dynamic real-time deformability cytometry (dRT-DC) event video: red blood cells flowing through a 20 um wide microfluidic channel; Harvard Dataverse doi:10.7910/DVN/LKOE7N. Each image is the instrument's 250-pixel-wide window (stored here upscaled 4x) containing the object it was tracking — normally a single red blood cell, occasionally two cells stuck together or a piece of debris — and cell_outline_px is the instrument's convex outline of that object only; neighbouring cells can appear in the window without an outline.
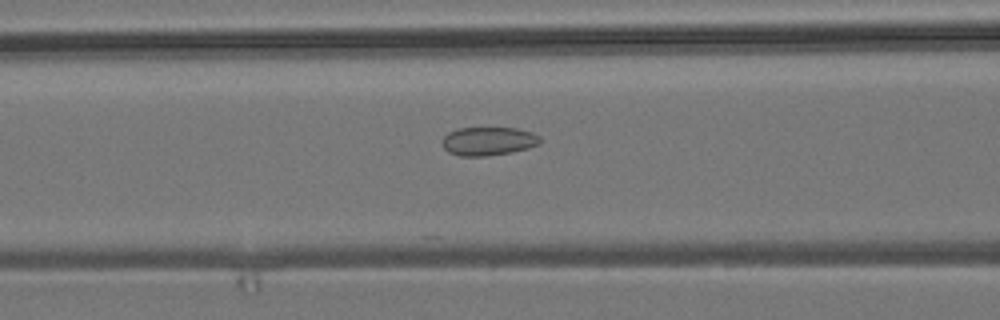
{"species": "common noctule bat (a hibernating species)", "species_latin": "Nyctalus noctula", "temperature_condition": "room temperature", "stored_images_in_passage": 54, "camera_frame_rate_fps": 3000, "um_per_image_px": 0.085, "animal": {"sex": "male", "body_mass_g": 19.2, "forearm_length_mm": 51.8}, "frame": {"image": 1, "passage_image": 22, "time_ms": 7.0, "image_size_px": [1000, 320], "cell_outline_px": [[540, 144], [528, 148], [512, 152], [484, 156], [460, 156], [448, 152], [444, 148], [444, 136], [448, 132], [456, 128], [516, 128], [532, 132], [540, 136]], "centroid_in_image_um": [41.52, 11.99], "position_along_channel_um": 125.1, "area_um2": 16.24}}
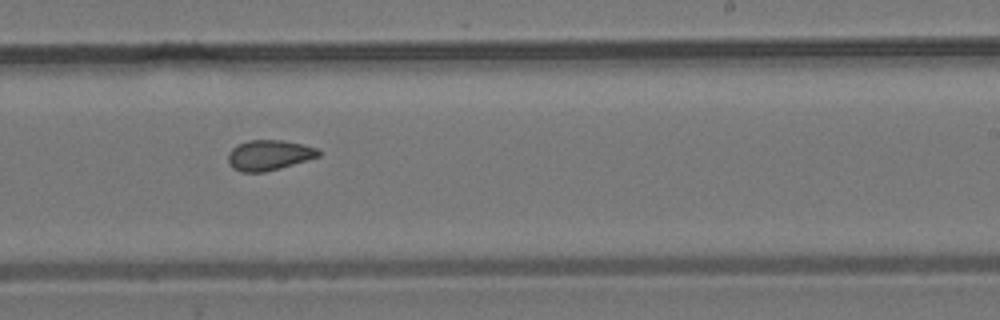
{"frame": {"image": 2, "passage_image": 33, "time_ms": 10.667, "image_size_px": [1000, 320], "cell_outline_px": [[320, 156], [280, 168], [264, 172], [240, 172], [232, 168], [228, 160], [228, 152], [236, 144], [248, 140], [284, 140], [304, 144], [316, 148], [320, 152]], "centroid_in_image_um": [22.84, 13.18], "position_along_channel_um": 266.2, "area_um2": 16.07}}
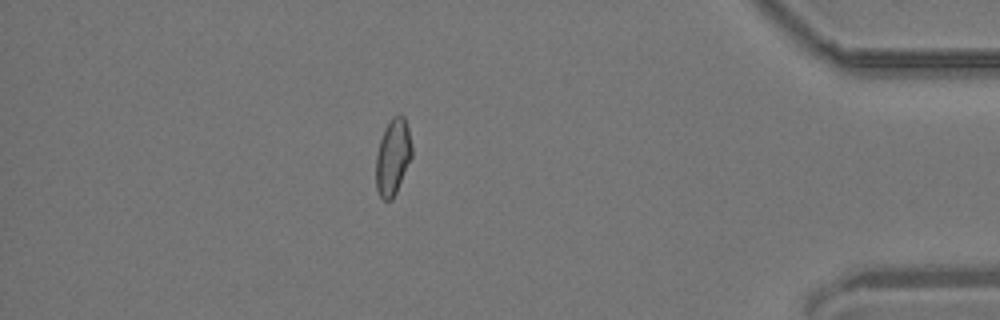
{"frame": {"image": 3, "passage_image": 47, "time_ms": 15.333, "image_size_px": [1000, 320], "cell_outline_px": [[412, 156], [396, 192], [392, 200], [384, 200], [380, 196], [376, 188], [376, 156], [380, 140], [384, 128], [392, 116], [404, 116], [408, 128], [412, 148]], "centroid_in_image_um": [33.38, 13.34], "position_along_channel_um": 401.8, "area_um2": 15.84}, "authors_computed_cell_mechanics": {"area_um2": 16.2996, "velocity_mm_per_s": 3.848, "shape_relaxation_time_tau1_ms": null, "shape_relaxation_time_tau2_ms": 2.4071, "deformation_change_tau1": null, "deformation_change_tau2": 0.0752}}